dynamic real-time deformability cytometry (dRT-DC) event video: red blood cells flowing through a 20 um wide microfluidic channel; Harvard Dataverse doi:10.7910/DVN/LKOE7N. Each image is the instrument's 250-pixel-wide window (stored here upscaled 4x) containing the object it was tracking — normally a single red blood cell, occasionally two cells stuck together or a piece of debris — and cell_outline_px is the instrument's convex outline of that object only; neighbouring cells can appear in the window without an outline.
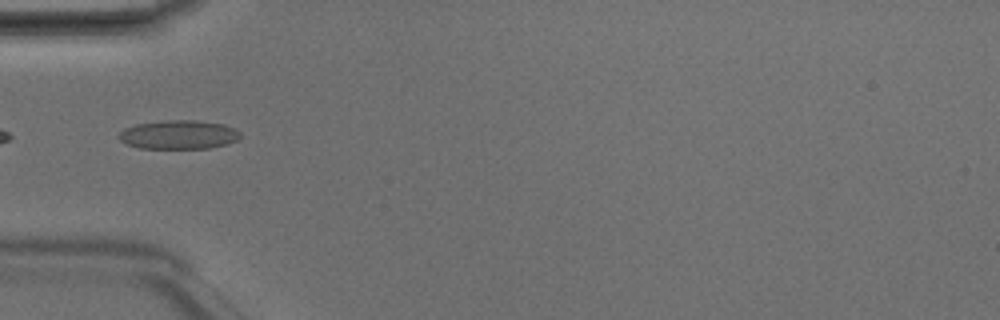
{"species": "Egyptian fruit bat (a non-hibernating species)", "species_latin": "Rousettus aegyptiacus", "temperature_condition": "room temperature", "stored_images_in_passage": 36, "camera_frame_rate_fps": 3000, "um_per_image_px": 0.085, "animal": {"sex": "male"}, "frame": {"image": 1, "passage_image": 16, "time_ms": 5.0, "image_size_px": [1000, 320], "cell_outline_px": [[240, 136], [236, 140], [224, 144], [208, 148], [140, 148], [124, 144], [116, 136], [124, 128], [136, 124], [164, 120], [196, 120], [224, 124], [240, 132]], "centroid_in_image_um": [15.12, 11.44], "position_along_channel_um": 69.9, "area_um2": 20.4}}